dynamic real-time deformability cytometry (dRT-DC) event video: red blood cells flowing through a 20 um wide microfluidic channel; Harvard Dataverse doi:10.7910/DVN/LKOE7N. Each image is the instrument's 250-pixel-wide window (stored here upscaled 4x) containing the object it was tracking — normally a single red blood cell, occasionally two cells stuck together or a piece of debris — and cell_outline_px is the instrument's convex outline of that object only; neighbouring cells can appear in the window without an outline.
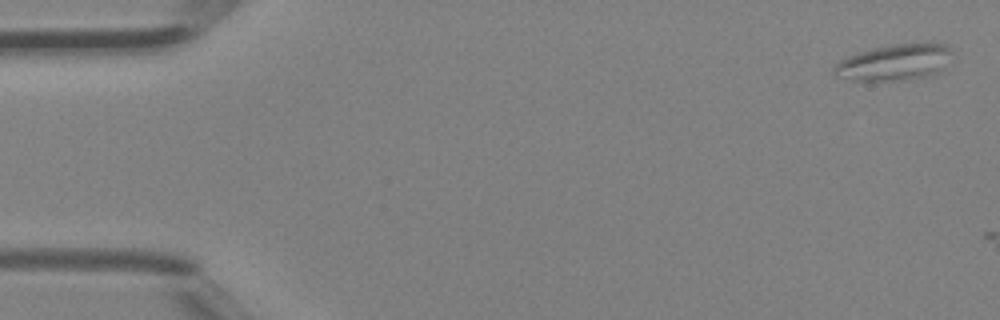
{"species": "Egyptian fruit bat (a non-hibernating species)", "species_latin": "Rousettus aegyptiacus", "temperature_condition": "room temperature", "stored_images_in_passage": 5, "camera_frame_rate_fps": 3000, "um_per_image_px": 0.085, "animal": {"sex": "female"}, "frame": {"image": 1, "passage_image": 1, "time_ms": 0.0, "image_size_px": [1000, 320], "cell_outline_px": [[952, 52], [940, 72], [932, 76], [904, 80], [852, 80], [832, 76], [832, 68], [840, 60], [848, 56], [872, 48], [892, 44], [928, 40], [932, 40], [944, 44]], "centroid_in_image_um": [76.05, 5.27], "position_along_channel_um": 9.0, "area_um2": 25.55}}